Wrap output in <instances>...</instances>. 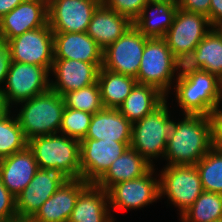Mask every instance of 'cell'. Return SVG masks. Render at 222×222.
Segmentation results:
<instances>
[{
	"label": "cell",
	"instance_id": "6da1fadb",
	"mask_svg": "<svg viewBox=\"0 0 222 222\" xmlns=\"http://www.w3.org/2000/svg\"><path fill=\"white\" fill-rule=\"evenodd\" d=\"M168 137L164 159L167 165H196L213 147L209 116L184 114Z\"/></svg>",
	"mask_w": 222,
	"mask_h": 222
},
{
	"label": "cell",
	"instance_id": "7a4b0ae2",
	"mask_svg": "<svg viewBox=\"0 0 222 222\" xmlns=\"http://www.w3.org/2000/svg\"><path fill=\"white\" fill-rule=\"evenodd\" d=\"M174 86L184 114L211 116L222 101V80L198 68H180Z\"/></svg>",
	"mask_w": 222,
	"mask_h": 222
},
{
	"label": "cell",
	"instance_id": "3957f363",
	"mask_svg": "<svg viewBox=\"0 0 222 222\" xmlns=\"http://www.w3.org/2000/svg\"><path fill=\"white\" fill-rule=\"evenodd\" d=\"M167 105L166 98L157 108L132 124L130 147L152 166L153 159L164 157L168 137L177 128V123L170 119Z\"/></svg>",
	"mask_w": 222,
	"mask_h": 222
},
{
	"label": "cell",
	"instance_id": "277c9868",
	"mask_svg": "<svg viewBox=\"0 0 222 222\" xmlns=\"http://www.w3.org/2000/svg\"><path fill=\"white\" fill-rule=\"evenodd\" d=\"M20 104L23 107L16 118L27 141L35 137L59 133L65 109L61 95L49 90Z\"/></svg>",
	"mask_w": 222,
	"mask_h": 222
},
{
	"label": "cell",
	"instance_id": "5b68a950",
	"mask_svg": "<svg viewBox=\"0 0 222 222\" xmlns=\"http://www.w3.org/2000/svg\"><path fill=\"white\" fill-rule=\"evenodd\" d=\"M28 147L39 168H57L70 179L81 178L80 140L55 133L30 139Z\"/></svg>",
	"mask_w": 222,
	"mask_h": 222
},
{
	"label": "cell",
	"instance_id": "8992f818",
	"mask_svg": "<svg viewBox=\"0 0 222 222\" xmlns=\"http://www.w3.org/2000/svg\"><path fill=\"white\" fill-rule=\"evenodd\" d=\"M181 63L173 56L164 38H148L136 80L139 84L152 85L168 97L175 71Z\"/></svg>",
	"mask_w": 222,
	"mask_h": 222
},
{
	"label": "cell",
	"instance_id": "52a82bcc",
	"mask_svg": "<svg viewBox=\"0 0 222 222\" xmlns=\"http://www.w3.org/2000/svg\"><path fill=\"white\" fill-rule=\"evenodd\" d=\"M210 27L207 17L178 8L164 39L173 56L183 64L212 29Z\"/></svg>",
	"mask_w": 222,
	"mask_h": 222
},
{
	"label": "cell",
	"instance_id": "ba28073f",
	"mask_svg": "<svg viewBox=\"0 0 222 222\" xmlns=\"http://www.w3.org/2000/svg\"><path fill=\"white\" fill-rule=\"evenodd\" d=\"M159 179L160 198L167 195L179 208L180 216L203 192L196 165H165Z\"/></svg>",
	"mask_w": 222,
	"mask_h": 222
},
{
	"label": "cell",
	"instance_id": "9c48e42d",
	"mask_svg": "<svg viewBox=\"0 0 222 222\" xmlns=\"http://www.w3.org/2000/svg\"><path fill=\"white\" fill-rule=\"evenodd\" d=\"M50 73L46 67L12 61L4 84L6 88L2 89L8 105H18L49 91Z\"/></svg>",
	"mask_w": 222,
	"mask_h": 222
},
{
	"label": "cell",
	"instance_id": "30bf717a",
	"mask_svg": "<svg viewBox=\"0 0 222 222\" xmlns=\"http://www.w3.org/2000/svg\"><path fill=\"white\" fill-rule=\"evenodd\" d=\"M145 37L134 25L103 50L104 69L136 79L141 65Z\"/></svg>",
	"mask_w": 222,
	"mask_h": 222
},
{
	"label": "cell",
	"instance_id": "8fae6325",
	"mask_svg": "<svg viewBox=\"0 0 222 222\" xmlns=\"http://www.w3.org/2000/svg\"><path fill=\"white\" fill-rule=\"evenodd\" d=\"M13 62L46 67L54 61L53 31L49 24L24 32L7 42Z\"/></svg>",
	"mask_w": 222,
	"mask_h": 222
},
{
	"label": "cell",
	"instance_id": "7c38bea8",
	"mask_svg": "<svg viewBox=\"0 0 222 222\" xmlns=\"http://www.w3.org/2000/svg\"><path fill=\"white\" fill-rule=\"evenodd\" d=\"M131 142L93 140L84 138L80 141L81 179L96 183Z\"/></svg>",
	"mask_w": 222,
	"mask_h": 222
},
{
	"label": "cell",
	"instance_id": "4fadbf2b",
	"mask_svg": "<svg viewBox=\"0 0 222 222\" xmlns=\"http://www.w3.org/2000/svg\"><path fill=\"white\" fill-rule=\"evenodd\" d=\"M154 166L143 176L111 186L107 190L112 209H138L160 199L159 179L153 178Z\"/></svg>",
	"mask_w": 222,
	"mask_h": 222
},
{
	"label": "cell",
	"instance_id": "5bb4252c",
	"mask_svg": "<svg viewBox=\"0 0 222 222\" xmlns=\"http://www.w3.org/2000/svg\"><path fill=\"white\" fill-rule=\"evenodd\" d=\"M70 178L57 168H39L30 184L16 196V213L32 218L39 208Z\"/></svg>",
	"mask_w": 222,
	"mask_h": 222
},
{
	"label": "cell",
	"instance_id": "9a60e30c",
	"mask_svg": "<svg viewBox=\"0 0 222 222\" xmlns=\"http://www.w3.org/2000/svg\"><path fill=\"white\" fill-rule=\"evenodd\" d=\"M102 0H48V24L53 32H87Z\"/></svg>",
	"mask_w": 222,
	"mask_h": 222
},
{
	"label": "cell",
	"instance_id": "2e32d148",
	"mask_svg": "<svg viewBox=\"0 0 222 222\" xmlns=\"http://www.w3.org/2000/svg\"><path fill=\"white\" fill-rule=\"evenodd\" d=\"M48 24V0H24L0 18V41Z\"/></svg>",
	"mask_w": 222,
	"mask_h": 222
},
{
	"label": "cell",
	"instance_id": "e0dca14e",
	"mask_svg": "<svg viewBox=\"0 0 222 222\" xmlns=\"http://www.w3.org/2000/svg\"><path fill=\"white\" fill-rule=\"evenodd\" d=\"M103 63H87L79 60L54 59L51 68L55 81H50V90L63 95L97 82Z\"/></svg>",
	"mask_w": 222,
	"mask_h": 222
},
{
	"label": "cell",
	"instance_id": "ac0fdd59",
	"mask_svg": "<svg viewBox=\"0 0 222 222\" xmlns=\"http://www.w3.org/2000/svg\"><path fill=\"white\" fill-rule=\"evenodd\" d=\"M54 59L103 63V49L86 32H53Z\"/></svg>",
	"mask_w": 222,
	"mask_h": 222
},
{
	"label": "cell",
	"instance_id": "d6986e66",
	"mask_svg": "<svg viewBox=\"0 0 222 222\" xmlns=\"http://www.w3.org/2000/svg\"><path fill=\"white\" fill-rule=\"evenodd\" d=\"M38 169V163L28 145L23 150L0 159V178L15 197L30 184Z\"/></svg>",
	"mask_w": 222,
	"mask_h": 222
},
{
	"label": "cell",
	"instance_id": "ffe728a7",
	"mask_svg": "<svg viewBox=\"0 0 222 222\" xmlns=\"http://www.w3.org/2000/svg\"><path fill=\"white\" fill-rule=\"evenodd\" d=\"M81 178L62 185L32 217L36 222H68L79 194L89 185Z\"/></svg>",
	"mask_w": 222,
	"mask_h": 222
},
{
	"label": "cell",
	"instance_id": "44dd1931",
	"mask_svg": "<svg viewBox=\"0 0 222 222\" xmlns=\"http://www.w3.org/2000/svg\"><path fill=\"white\" fill-rule=\"evenodd\" d=\"M133 25V22L109 9L103 2L96 8L87 34L104 50Z\"/></svg>",
	"mask_w": 222,
	"mask_h": 222
},
{
	"label": "cell",
	"instance_id": "7402d4cb",
	"mask_svg": "<svg viewBox=\"0 0 222 222\" xmlns=\"http://www.w3.org/2000/svg\"><path fill=\"white\" fill-rule=\"evenodd\" d=\"M85 138L131 142L132 123L118 109L103 108L92 115Z\"/></svg>",
	"mask_w": 222,
	"mask_h": 222
},
{
	"label": "cell",
	"instance_id": "603a6c76",
	"mask_svg": "<svg viewBox=\"0 0 222 222\" xmlns=\"http://www.w3.org/2000/svg\"><path fill=\"white\" fill-rule=\"evenodd\" d=\"M107 203V191L90 183L79 194L68 222H114Z\"/></svg>",
	"mask_w": 222,
	"mask_h": 222
},
{
	"label": "cell",
	"instance_id": "cb8c5ba5",
	"mask_svg": "<svg viewBox=\"0 0 222 222\" xmlns=\"http://www.w3.org/2000/svg\"><path fill=\"white\" fill-rule=\"evenodd\" d=\"M177 9L178 5L175 0L147 2L133 25L145 37L164 38L172 25Z\"/></svg>",
	"mask_w": 222,
	"mask_h": 222
},
{
	"label": "cell",
	"instance_id": "d4e9b609",
	"mask_svg": "<svg viewBox=\"0 0 222 222\" xmlns=\"http://www.w3.org/2000/svg\"><path fill=\"white\" fill-rule=\"evenodd\" d=\"M180 68H198L222 80V26L212 28Z\"/></svg>",
	"mask_w": 222,
	"mask_h": 222
},
{
	"label": "cell",
	"instance_id": "484cf974",
	"mask_svg": "<svg viewBox=\"0 0 222 222\" xmlns=\"http://www.w3.org/2000/svg\"><path fill=\"white\" fill-rule=\"evenodd\" d=\"M153 166L137 151L128 147L112 162L106 173L95 183L107 191L111 186L145 175Z\"/></svg>",
	"mask_w": 222,
	"mask_h": 222
},
{
	"label": "cell",
	"instance_id": "4316f807",
	"mask_svg": "<svg viewBox=\"0 0 222 222\" xmlns=\"http://www.w3.org/2000/svg\"><path fill=\"white\" fill-rule=\"evenodd\" d=\"M166 98L156 87L137 83L118 110L133 124L157 108Z\"/></svg>",
	"mask_w": 222,
	"mask_h": 222
},
{
	"label": "cell",
	"instance_id": "83f0119b",
	"mask_svg": "<svg viewBox=\"0 0 222 222\" xmlns=\"http://www.w3.org/2000/svg\"><path fill=\"white\" fill-rule=\"evenodd\" d=\"M97 83L100 88L103 107L118 109L137 84V80L131 76L115 73L101 67L98 72Z\"/></svg>",
	"mask_w": 222,
	"mask_h": 222
},
{
	"label": "cell",
	"instance_id": "f1b7e54d",
	"mask_svg": "<svg viewBox=\"0 0 222 222\" xmlns=\"http://www.w3.org/2000/svg\"><path fill=\"white\" fill-rule=\"evenodd\" d=\"M181 222H213L222 219V194L203 191L181 216Z\"/></svg>",
	"mask_w": 222,
	"mask_h": 222
},
{
	"label": "cell",
	"instance_id": "f546056e",
	"mask_svg": "<svg viewBox=\"0 0 222 222\" xmlns=\"http://www.w3.org/2000/svg\"><path fill=\"white\" fill-rule=\"evenodd\" d=\"M196 167L203 191L222 194V151L212 147Z\"/></svg>",
	"mask_w": 222,
	"mask_h": 222
},
{
	"label": "cell",
	"instance_id": "4dcf8cb0",
	"mask_svg": "<svg viewBox=\"0 0 222 222\" xmlns=\"http://www.w3.org/2000/svg\"><path fill=\"white\" fill-rule=\"evenodd\" d=\"M11 111L0 119V159L23 150L27 145L23 130Z\"/></svg>",
	"mask_w": 222,
	"mask_h": 222
},
{
	"label": "cell",
	"instance_id": "1f68e13d",
	"mask_svg": "<svg viewBox=\"0 0 222 222\" xmlns=\"http://www.w3.org/2000/svg\"><path fill=\"white\" fill-rule=\"evenodd\" d=\"M65 107L74 110H81L90 114L101 111L104 107L101 101L100 88L98 83L90 86L67 92L62 95Z\"/></svg>",
	"mask_w": 222,
	"mask_h": 222
},
{
	"label": "cell",
	"instance_id": "d6a6232c",
	"mask_svg": "<svg viewBox=\"0 0 222 222\" xmlns=\"http://www.w3.org/2000/svg\"><path fill=\"white\" fill-rule=\"evenodd\" d=\"M92 115L65 107L59 133L81 141L88 132Z\"/></svg>",
	"mask_w": 222,
	"mask_h": 222
},
{
	"label": "cell",
	"instance_id": "836d02e7",
	"mask_svg": "<svg viewBox=\"0 0 222 222\" xmlns=\"http://www.w3.org/2000/svg\"><path fill=\"white\" fill-rule=\"evenodd\" d=\"M109 9L129 18L134 22L147 4L146 0H103Z\"/></svg>",
	"mask_w": 222,
	"mask_h": 222
},
{
	"label": "cell",
	"instance_id": "e575fe53",
	"mask_svg": "<svg viewBox=\"0 0 222 222\" xmlns=\"http://www.w3.org/2000/svg\"><path fill=\"white\" fill-rule=\"evenodd\" d=\"M15 198L3 185L0 178V222H6L17 216Z\"/></svg>",
	"mask_w": 222,
	"mask_h": 222
},
{
	"label": "cell",
	"instance_id": "d590c367",
	"mask_svg": "<svg viewBox=\"0 0 222 222\" xmlns=\"http://www.w3.org/2000/svg\"><path fill=\"white\" fill-rule=\"evenodd\" d=\"M178 8L209 17L211 0H177Z\"/></svg>",
	"mask_w": 222,
	"mask_h": 222
},
{
	"label": "cell",
	"instance_id": "8d00e7d4",
	"mask_svg": "<svg viewBox=\"0 0 222 222\" xmlns=\"http://www.w3.org/2000/svg\"><path fill=\"white\" fill-rule=\"evenodd\" d=\"M11 63L12 57L9 46L6 42L0 41V85L6 81ZM2 89L0 86V91Z\"/></svg>",
	"mask_w": 222,
	"mask_h": 222
},
{
	"label": "cell",
	"instance_id": "74e56055",
	"mask_svg": "<svg viewBox=\"0 0 222 222\" xmlns=\"http://www.w3.org/2000/svg\"><path fill=\"white\" fill-rule=\"evenodd\" d=\"M213 147L222 151V110L218 108L211 116Z\"/></svg>",
	"mask_w": 222,
	"mask_h": 222
},
{
	"label": "cell",
	"instance_id": "f35d334b",
	"mask_svg": "<svg viewBox=\"0 0 222 222\" xmlns=\"http://www.w3.org/2000/svg\"><path fill=\"white\" fill-rule=\"evenodd\" d=\"M208 20L211 28L222 26V0H211Z\"/></svg>",
	"mask_w": 222,
	"mask_h": 222
},
{
	"label": "cell",
	"instance_id": "ab89813d",
	"mask_svg": "<svg viewBox=\"0 0 222 222\" xmlns=\"http://www.w3.org/2000/svg\"><path fill=\"white\" fill-rule=\"evenodd\" d=\"M24 0H0V18L11 12L17 5Z\"/></svg>",
	"mask_w": 222,
	"mask_h": 222
},
{
	"label": "cell",
	"instance_id": "60d3db41",
	"mask_svg": "<svg viewBox=\"0 0 222 222\" xmlns=\"http://www.w3.org/2000/svg\"><path fill=\"white\" fill-rule=\"evenodd\" d=\"M10 106L5 100L4 93L0 91V119L6 116L10 112Z\"/></svg>",
	"mask_w": 222,
	"mask_h": 222
},
{
	"label": "cell",
	"instance_id": "b9f144b4",
	"mask_svg": "<svg viewBox=\"0 0 222 222\" xmlns=\"http://www.w3.org/2000/svg\"><path fill=\"white\" fill-rule=\"evenodd\" d=\"M6 222H36V221L29 217L16 216L14 218L9 219Z\"/></svg>",
	"mask_w": 222,
	"mask_h": 222
},
{
	"label": "cell",
	"instance_id": "7bdbcfd3",
	"mask_svg": "<svg viewBox=\"0 0 222 222\" xmlns=\"http://www.w3.org/2000/svg\"><path fill=\"white\" fill-rule=\"evenodd\" d=\"M147 2H161V1H164V0H146Z\"/></svg>",
	"mask_w": 222,
	"mask_h": 222
}]
</instances>
